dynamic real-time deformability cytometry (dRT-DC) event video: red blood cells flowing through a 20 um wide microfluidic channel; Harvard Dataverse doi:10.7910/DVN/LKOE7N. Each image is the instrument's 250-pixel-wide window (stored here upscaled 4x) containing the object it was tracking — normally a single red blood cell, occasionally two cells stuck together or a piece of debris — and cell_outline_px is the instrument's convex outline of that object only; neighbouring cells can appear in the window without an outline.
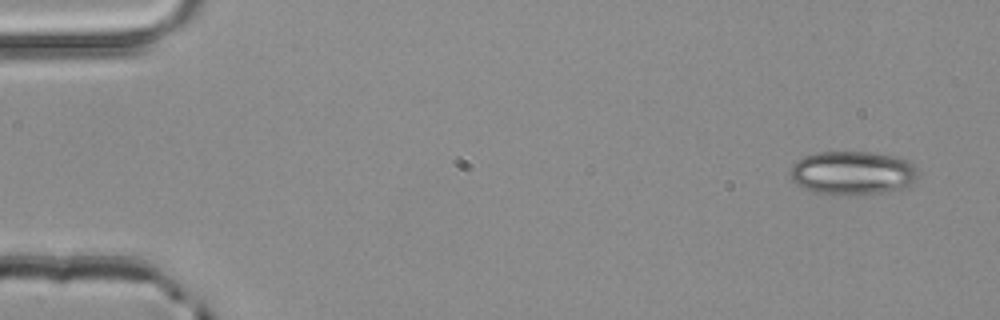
{"species": "common noctule bat (a hibernating species)", "species_latin": "Nyctalus noctula", "temperature_condition": "room temperature", "stored_images_in_passage": 4, "camera_frame_rate_fps": 3000, "um_per_image_px": 0.085, "animal": {"sex": "male", "body_mass_g": 20.4}, "frame": {"image": 1, "passage_image": 1, "time_ms": 0.0, "image_size_px": [1000, 320], "cell_outline_px": [[920, 172], [916, 180], [904, 188], [880, 192], [816, 192], [796, 184], [792, 180], [788, 172], [792, 164], [804, 156], [816, 152], [872, 152], [900, 156], [916, 164]], "centroid_in_image_um": [72.52, 14.63], "position_along_channel_um": 12.5, "area_um2": 32.19}}